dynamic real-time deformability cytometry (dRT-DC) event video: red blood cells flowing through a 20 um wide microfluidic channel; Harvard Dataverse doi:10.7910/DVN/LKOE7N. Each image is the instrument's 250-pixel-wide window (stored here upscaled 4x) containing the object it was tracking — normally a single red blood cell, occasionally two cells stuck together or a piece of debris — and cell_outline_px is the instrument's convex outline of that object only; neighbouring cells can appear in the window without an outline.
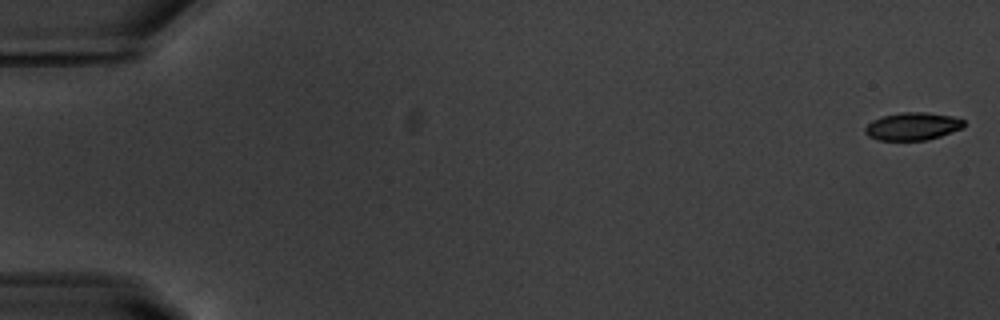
{"species": "common noctule bat (a hibernating species)", "species_latin": "Nyctalus noctula", "temperature_condition": "warm", "stored_images_in_passage": 55, "camera_frame_rate_fps": 3000, "um_per_image_px": 0.085, "animal": {"sex": "male", "body_mass_g": 20.1, "forearm_length_mm": 53.5}, "frame": {"image": 1, "passage_image": 1, "time_ms": 0.0, "image_size_px": [1000, 320], "cell_outline_px": [[964, 128], [940, 136], [924, 140], [876, 140], [868, 136], [864, 132], [864, 128], [872, 120], [884, 116], [900, 112], [928, 112], [952, 116], [964, 120]], "centroid_in_image_um": [77.57, 10.73], "position_along_channel_um": 7.4, "area_um2": 16.01}}
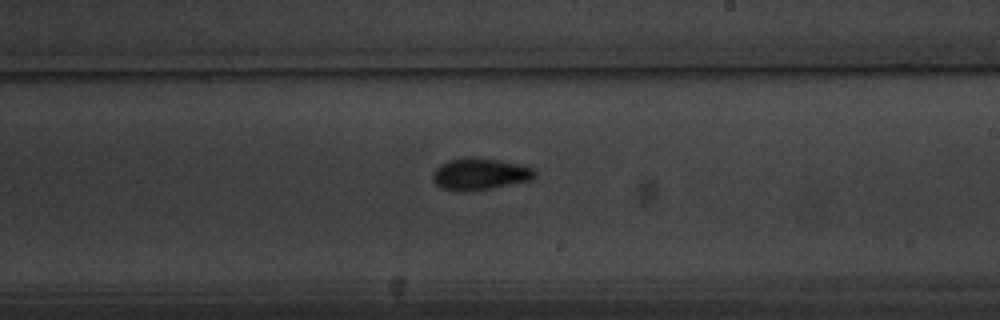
{"frame": {"image": 2, "passage_image": 33, "time_ms": 10.667, "image_size_px": [1000, 320], "cell_outline_px": [[536, 176], [532, 180], [492, 188], [468, 192], [460, 192], [440, 188], [432, 180], [432, 172], [440, 164], [448, 160], [464, 156], [476, 156], [524, 164], [536, 168]], "centroid_in_image_um": [40.8, 14.78], "position_along_channel_um": 248.2, "area_um2": 19.71}}
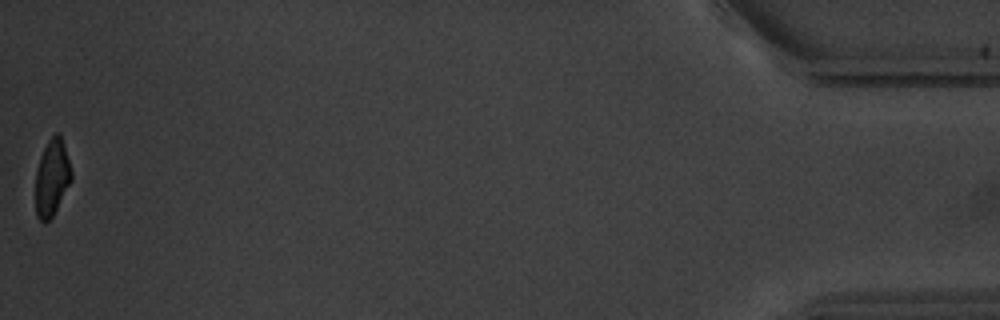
{"frame": {"image": 3, "passage_image": 55, "time_ms": 18.0, "image_size_px": [1000, 320], "cell_outline_px": [[72, 180], [52, 216], [48, 220], [40, 220], [36, 216], [36, 172], [40, 156], [48, 140], [56, 132], [60, 132], [72, 172]], "centroid_in_image_um": [4.42, 15.06], "position_along_channel_um": 430.8, "area_um2": 15.78}, "authors_computed_cell_mechanics": {"area_um2": 17.2822, "velocity_mm_per_s": 3.7302, "shape_relaxation_time_tau1_ms": 2.8288, "shape_relaxation_time_tau2_ms": 1.9701, "deformation_change_tau1": 0.1366, "deformation_change_tau2": 0.0562}}